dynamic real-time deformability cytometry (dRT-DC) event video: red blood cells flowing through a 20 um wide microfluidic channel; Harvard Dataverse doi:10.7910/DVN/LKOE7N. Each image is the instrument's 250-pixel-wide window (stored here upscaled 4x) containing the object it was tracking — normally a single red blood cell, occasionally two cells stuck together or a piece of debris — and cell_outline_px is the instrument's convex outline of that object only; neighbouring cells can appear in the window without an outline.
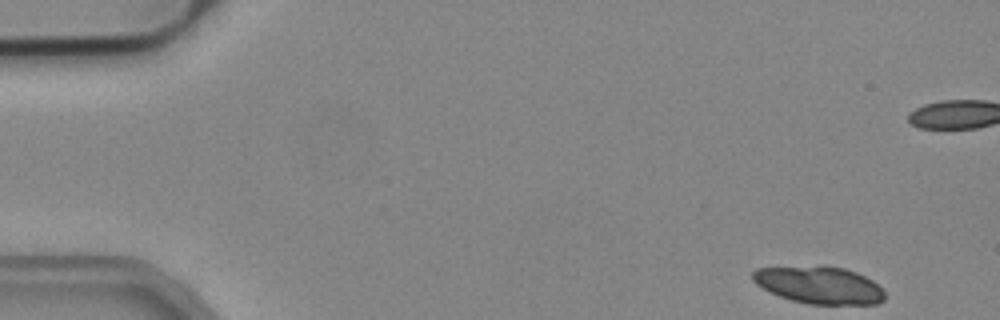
{"species": "common noctule bat (a hibernating species)", "species_latin": "Nyctalus noctula", "temperature_condition": "cold", "stored_images_in_passage": 50, "camera_frame_rate_fps": 3000, "um_per_image_px": 0.085, "animal": {"sex": "male", "body_mass_g": 19.2, "forearm_length_mm": 51.8}, "frame": {"image": 1, "passage_image": 1, "time_ms": 0.0, "image_size_px": [1000, 320], "cell_outline_px": [[884, 300], [876, 304], [808, 304], [792, 300], [780, 296], [756, 284], [752, 280], [752, 272], [756, 268], [844, 268], [856, 272], [872, 280], [884, 292]], "centroid_in_image_um": [69.65, 24.27], "position_along_channel_um": 15.3, "area_um2": 27.69}, "authors_computed_cell_mechanics": {"area_um2": 18.6405, "velocity_mm_per_s": 3.8929, "shape_relaxation_time_tau1_ms": 1.255, "shape_relaxation_time_tau2_ms": 7.4347, "deformation_change_tau1": 0.0534, "deformation_change_tau2": 0.1033}}